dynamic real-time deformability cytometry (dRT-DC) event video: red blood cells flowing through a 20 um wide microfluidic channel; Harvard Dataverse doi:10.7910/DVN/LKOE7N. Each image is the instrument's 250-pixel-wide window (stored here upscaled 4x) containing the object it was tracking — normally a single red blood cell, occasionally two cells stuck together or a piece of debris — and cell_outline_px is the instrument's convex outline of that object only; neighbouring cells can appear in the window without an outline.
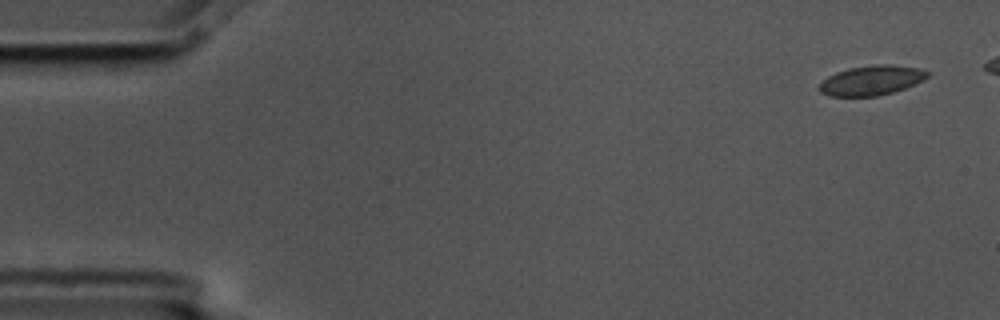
{"species": "common noctule bat (a hibernating species)", "species_latin": "Nyctalus noctula", "temperature_condition": "cold", "stored_images_in_passage": 8, "camera_frame_rate_fps": 3000, "um_per_image_px": 0.085, "animal": {"sex": "male", "body_mass_g": 17.5, "forearm_length_mm": 52.3}, "frame": {"image": 1, "passage_image": 1, "time_ms": 0.0, "image_size_px": [1000, 320], "cell_outline_px": [[928, 76], [924, 80], [904, 88], [892, 92], [876, 96], [828, 96], [820, 92], [816, 88], [828, 76], [836, 72], [848, 68], [876, 64], [888, 64], [920, 68], [928, 72]], "centroid_in_image_um": [74.05, 6.83], "position_along_channel_um": 11.0, "area_um2": 18.73}}